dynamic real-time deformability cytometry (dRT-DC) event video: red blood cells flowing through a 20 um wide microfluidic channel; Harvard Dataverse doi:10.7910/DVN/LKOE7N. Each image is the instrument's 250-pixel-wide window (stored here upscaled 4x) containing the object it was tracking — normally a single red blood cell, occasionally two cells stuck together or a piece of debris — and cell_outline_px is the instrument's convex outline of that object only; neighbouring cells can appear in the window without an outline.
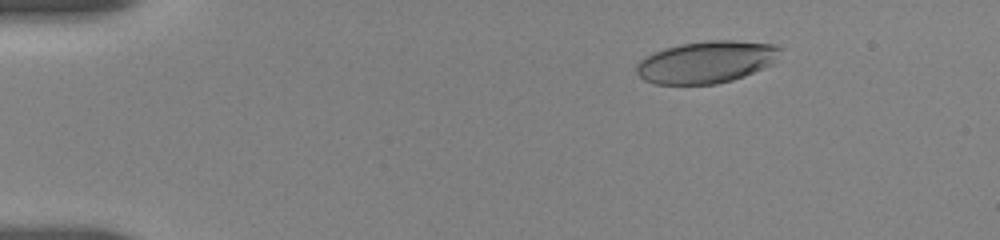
{"species": "human", "species_latin": "Homo sapiens", "temperature_condition": "room temperature", "stored_images_in_passage": 38, "camera_frame_rate_fps": 3000, "um_per_image_px": 0.085, "donor": {"sex": "female"}, "frame": {"image": 1, "passage_image": 7, "time_ms": 2.667, "image_size_px": [1000, 240], "cell_outline_px": [[780, 48], [772, 64], [764, 68], [744, 76], [732, 80], [716, 84], [656, 84], [644, 80], [636, 72], [636, 64], [644, 56], [680, 44], [712, 40], [736, 40], [776, 44]], "centroid_in_image_um": [60.03, 5.27], "position_along_channel_um": 25.0, "area_um2": 35.03}}
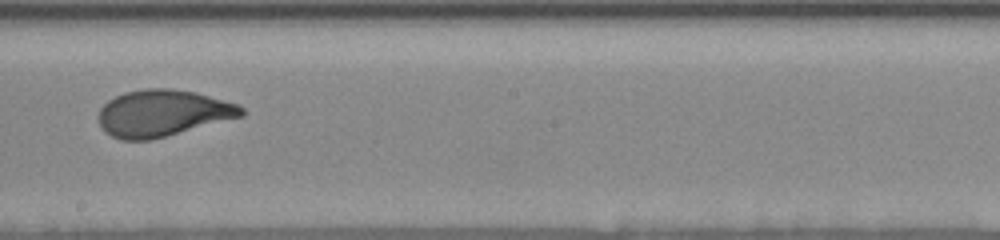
{"frame": {"image": 2, "passage_image": 20, "time_ms": 10.667, "image_size_px": [1000, 240], "cell_outline_px": [[244, 116], [148, 140], [120, 140], [104, 132], [96, 116], [100, 108], [108, 100], [124, 92], [144, 88], [172, 88], [196, 92], [240, 104], [244, 108]], "centroid_in_image_um": [13.81, 9.6], "position_along_channel_um": 234.4, "area_um2": 39.02}}
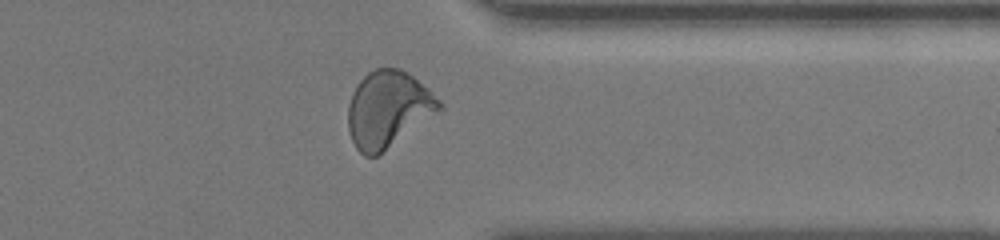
{"frame": {"image": 3, "passage_image": 29, "time_ms": 14.667, "image_size_px": [1000, 240], "cell_outline_px": [[444, 108], [376, 156], [364, 156], [356, 148], [352, 140], [348, 128], [348, 104], [352, 92], [356, 84], [368, 72], [376, 68], [400, 68], [412, 76], [428, 88], [440, 100]], "centroid_in_image_um": [32.97, 9.27], "position_along_channel_um": 378.4, "area_um2": 40.34}, "authors_computed_cell_mechanics": {"area_um2": 38.7838, "velocity_mm_per_s": 3.6617, "shape_relaxation_time_tau1_ms": 3.9897, "shape_relaxation_time_tau2_ms": null, "deformation_change_tau1": 0.1688, "deformation_change_tau2": null}}